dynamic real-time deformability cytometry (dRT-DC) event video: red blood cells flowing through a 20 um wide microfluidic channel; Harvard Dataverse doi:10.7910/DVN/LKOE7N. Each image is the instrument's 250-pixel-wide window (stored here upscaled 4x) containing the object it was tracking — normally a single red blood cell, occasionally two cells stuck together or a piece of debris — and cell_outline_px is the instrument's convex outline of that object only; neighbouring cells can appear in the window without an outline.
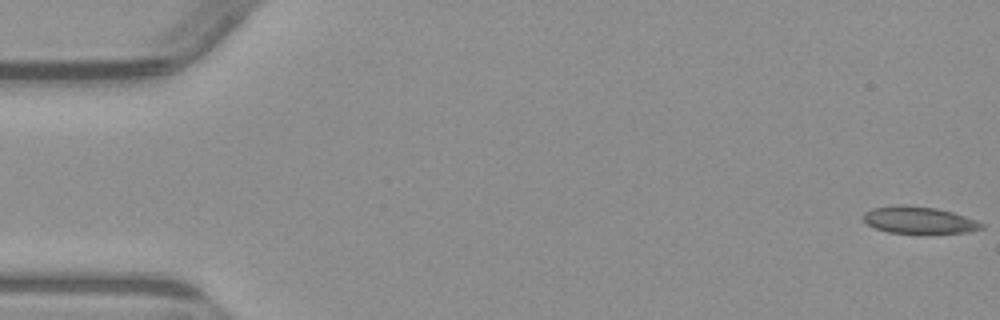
{"species": "common noctule bat (a hibernating species)", "species_latin": "Nyctalus noctula", "temperature_condition": "warm", "stored_images_in_passage": 5, "camera_frame_rate_fps": 3000, "um_per_image_px": 0.085, "animal": {"sex": "male", "body_mass_g": 23.1, "forearm_length_mm": 52.7}, "frame": {"image": 1, "passage_image": 1, "time_ms": 0.0, "image_size_px": [1000, 320], "cell_outline_px": [[984, 228], [968, 232], [888, 232], [876, 228], [868, 224], [864, 220], [864, 212], [872, 208], [900, 204], [936, 208], [952, 212], [976, 220], [984, 224]], "centroid_in_image_um": [78.11, 18.68], "position_along_channel_um": 6.9, "area_um2": 18.15}}
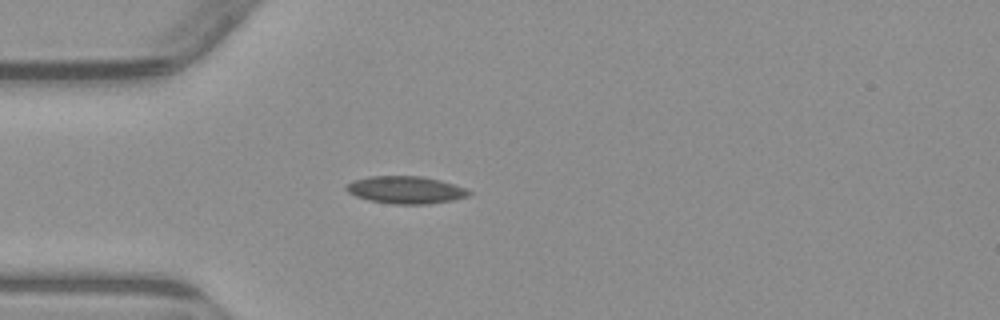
{"frame": {"image": 2, "passage_image": 5, "time_ms": 4.667, "image_size_px": [1000, 320], "cell_outline_px": [[472, 192], [468, 196], [452, 200], [428, 204], [392, 204], [368, 200], [356, 196], [348, 192], [344, 188], [348, 184], [356, 180], [368, 176], [420, 176], [440, 180], [464, 188]], "centroid_in_image_um": [34.47, 16.14], "position_along_channel_um": 50.5, "area_um2": 19.42}}